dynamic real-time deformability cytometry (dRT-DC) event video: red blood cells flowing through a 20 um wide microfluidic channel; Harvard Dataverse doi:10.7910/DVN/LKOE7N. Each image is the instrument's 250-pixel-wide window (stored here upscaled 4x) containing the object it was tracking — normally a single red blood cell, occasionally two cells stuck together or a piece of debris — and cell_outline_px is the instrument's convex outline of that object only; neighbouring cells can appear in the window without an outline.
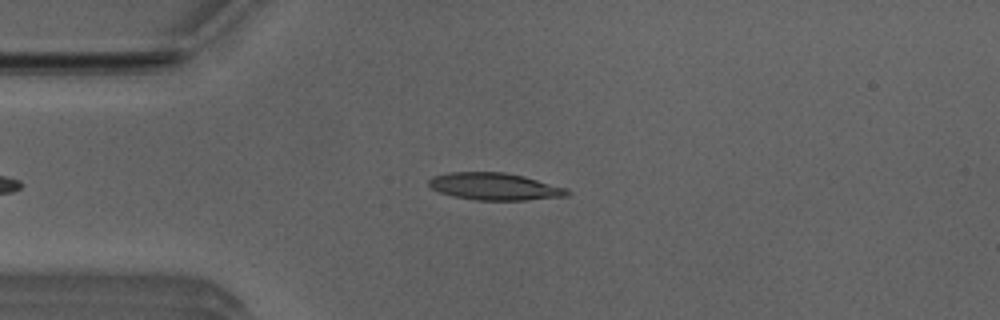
{"species": "Egyptian fruit bat (a non-hibernating species)", "species_latin": "Rousettus aegyptiacus", "temperature_condition": "room temperature", "stored_images_in_passage": 41, "camera_frame_rate_fps": 3000, "um_per_image_px": 0.085, "animal": {"sex": "male"}, "frame": {"image": 1, "passage_image": 6, "time_ms": 1.667, "image_size_px": [1000, 320], "cell_outline_px": [[568, 196], [528, 200], [476, 200], [456, 196], [440, 192], [432, 188], [428, 184], [428, 180], [432, 176], [448, 172], [504, 172], [524, 176], [568, 188]], "centroid_in_image_um": [42.06, 15.84], "position_along_channel_um": 42.9, "area_um2": 21.91}}
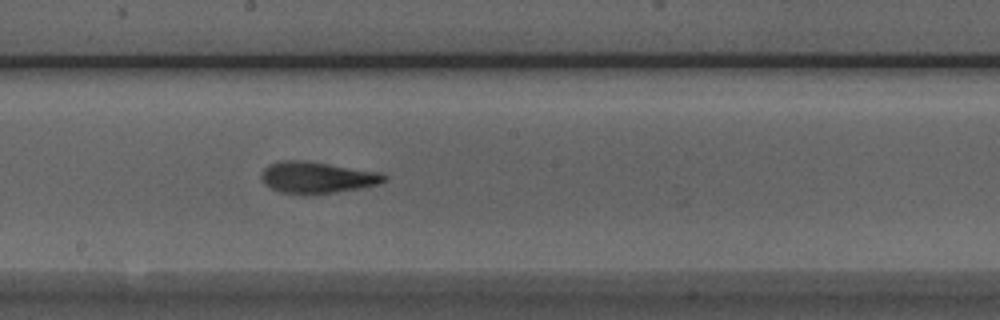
{"frame": {"image": 2, "passage_image": 21, "time_ms": 6.667, "image_size_px": [1000, 320], "cell_outline_px": [[388, 180], [376, 184], [356, 188], [308, 196], [280, 192], [264, 184], [260, 176], [264, 168], [268, 164], [280, 160], [304, 160], [380, 172], [388, 176]], "centroid_in_image_um": [26.9, 15.08], "position_along_channel_um": 221.3, "area_um2": 22.66}}
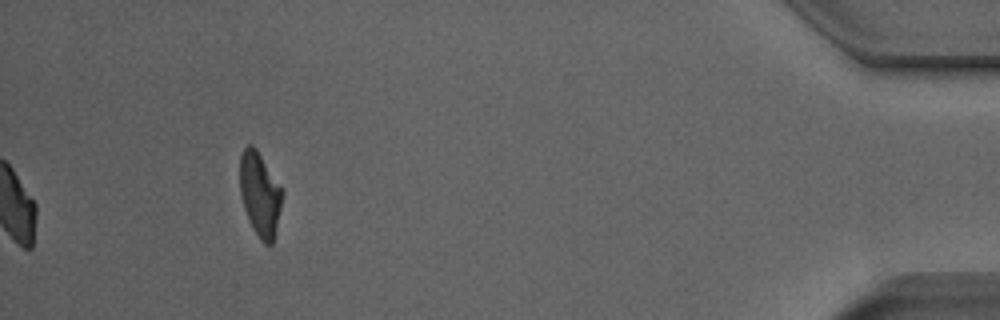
{"frame": {"image": 3, "passage_image": 41, "time_ms": 13.333, "image_size_px": [1000, 320], "cell_outline_px": [[284, 192], [272, 244], [264, 244], [260, 240], [252, 228], [248, 220], [240, 196], [240, 156], [244, 148], [248, 144], [252, 144], [256, 148]], "centroid_in_image_um": [22.07, 16.51], "position_along_channel_um": 413.1, "area_um2": 20.63}, "authors_computed_cell_mechanics": {"area_um2": 21.5594, "velocity_mm_per_s": 3.9344, "shape_relaxation_time_tau1_ms": 4.2577, "shape_relaxation_time_tau2_ms": 1.7375, "deformation_change_tau1": 0.1979, "deformation_change_tau2": 0.1124}}